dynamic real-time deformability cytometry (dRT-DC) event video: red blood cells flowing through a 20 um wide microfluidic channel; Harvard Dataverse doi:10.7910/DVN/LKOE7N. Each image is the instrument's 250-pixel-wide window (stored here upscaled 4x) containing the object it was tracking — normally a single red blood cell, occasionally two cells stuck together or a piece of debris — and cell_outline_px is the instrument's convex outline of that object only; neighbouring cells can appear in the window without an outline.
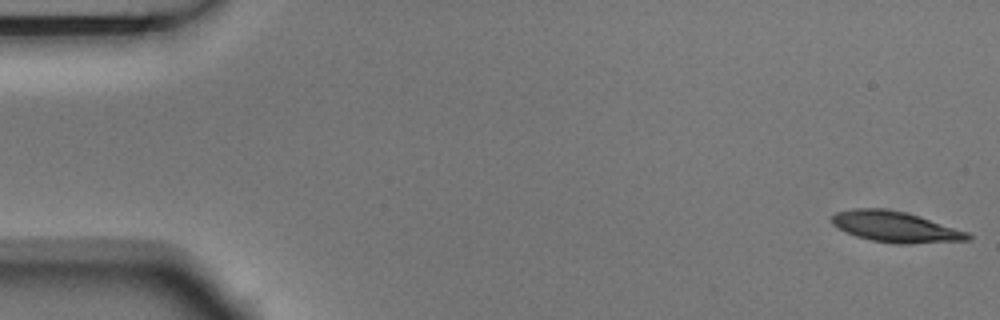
{"species": "Egyptian fruit bat (a non-hibernating species)", "species_latin": "Rousettus aegyptiacus", "temperature_condition": "room temperature", "stored_images_in_passage": 6, "segment_of_instrument_passage": [1, 2], "camera_frame_rate_fps": 3000, "um_per_image_px": 0.085, "animal": {"sex": "male"}, "frame": {"image": 1, "passage_image": 1, "time_ms": 0.0, "image_size_px": [1000, 320], "cell_outline_px": [[972, 240], [908, 244], [900, 244], [872, 240], [856, 236], [832, 224], [832, 216], [836, 212], [852, 208], [880, 208], [904, 212], [920, 216], [968, 232], [972, 236]], "centroid_in_image_um": [76.14, 19.28], "position_along_channel_um": 8.9, "area_um2": 24.22}}
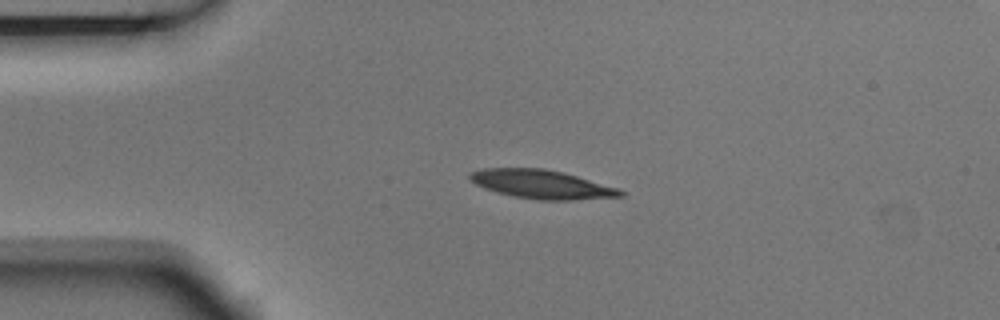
{"frame": {"image": 2, "passage_image": 4, "time_ms": 1.0, "image_size_px": [1000, 320], "cell_outline_px": [[624, 196], [572, 200], [540, 200], [512, 196], [496, 192], [484, 188], [468, 180], [468, 172], [484, 168], [544, 168], [564, 172], [616, 188], [624, 192]], "centroid_in_image_um": [45.97, 15.66], "position_along_channel_um": 39.0, "area_um2": 25.2}}